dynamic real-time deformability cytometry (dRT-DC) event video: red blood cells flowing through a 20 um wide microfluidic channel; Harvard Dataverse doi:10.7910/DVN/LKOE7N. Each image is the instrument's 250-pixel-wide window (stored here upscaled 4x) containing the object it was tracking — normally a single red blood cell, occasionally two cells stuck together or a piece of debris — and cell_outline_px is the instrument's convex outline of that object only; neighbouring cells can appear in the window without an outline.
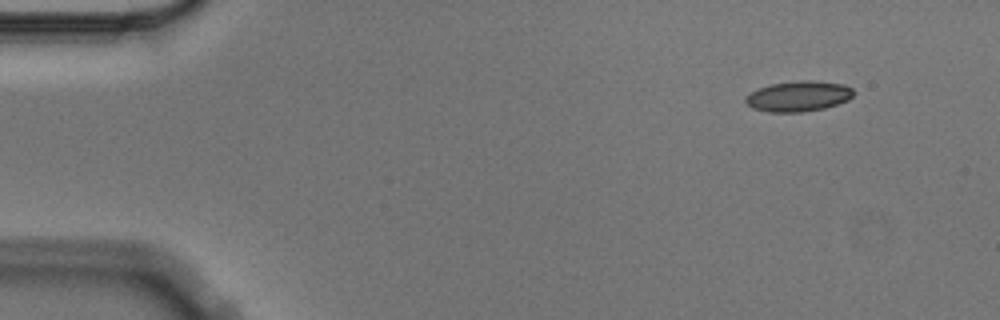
{"species": "Egyptian fruit bat (a non-hibernating species)", "species_latin": "Rousettus aegyptiacus", "temperature_condition": "cold", "stored_images_in_passage": 5, "camera_frame_rate_fps": 3000, "um_per_image_px": 0.085, "animal": {"sex": "male"}, "frame": {"image": 1, "passage_image": 1, "time_ms": 0.0, "image_size_px": [1000, 320], "cell_outline_px": [[852, 96], [848, 100], [824, 108], [800, 112], [768, 112], [752, 108], [744, 100], [744, 96], [760, 88], [772, 84], [800, 80], [816, 80], [844, 84], [852, 88]], "centroid_in_image_um": [67.86, 8.17], "position_along_channel_um": 17.1, "area_um2": 19.07}}
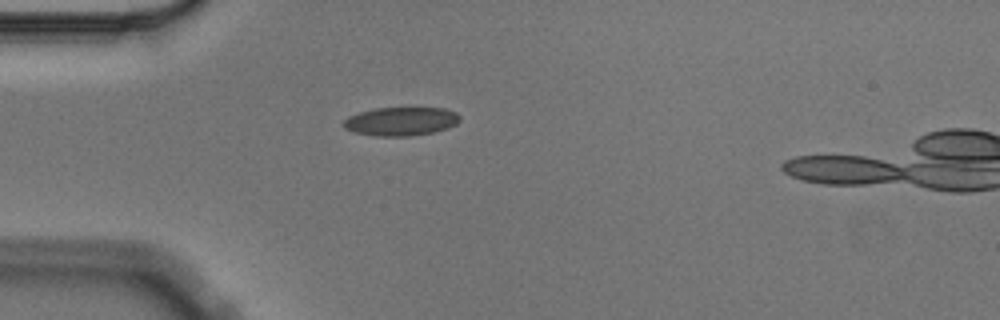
{"frame": {"image": 2, "passage_image": 4, "time_ms": 1.0, "image_size_px": [1000, 320], "cell_outline_px": [[460, 120], [456, 124], [448, 128], [432, 132], [408, 136], [376, 136], [352, 132], [344, 128], [344, 120], [348, 116], [360, 112], [376, 108], [444, 108], [456, 112], [460, 116]], "centroid_in_image_um": [34.08, 10.31], "position_along_channel_um": 50.9, "area_um2": 19.36}}